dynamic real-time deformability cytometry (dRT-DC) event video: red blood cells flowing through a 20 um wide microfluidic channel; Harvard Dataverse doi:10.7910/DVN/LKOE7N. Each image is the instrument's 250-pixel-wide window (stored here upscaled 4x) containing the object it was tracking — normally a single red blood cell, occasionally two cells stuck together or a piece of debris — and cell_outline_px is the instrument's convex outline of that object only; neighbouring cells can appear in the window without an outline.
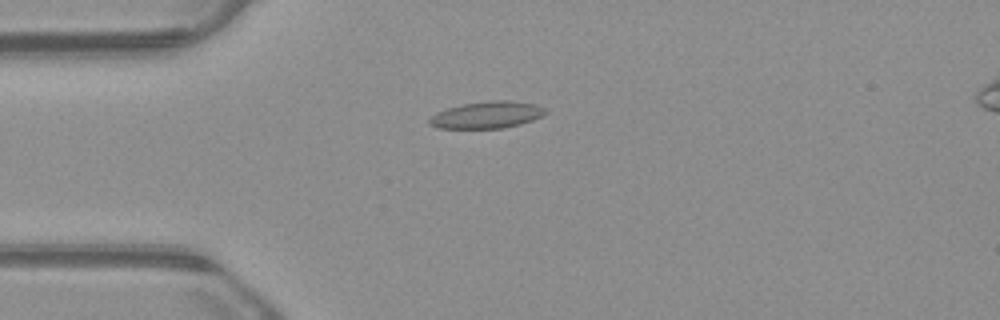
{"species": "common noctule bat (a hibernating species)", "species_latin": "Nyctalus noctula", "temperature_condition": "warm", "stored_images_in_passage": 54, "camera_frame_rate_fps": 3000, "um_per_image_px": 0.085, "animal": {"sex": "male", "body_mass_g": 23.1, "forearm_length_mm": 52.7}, "frame": {"image": 1, "passage_image": 14, "time_ms": 4.333, "image_size_px": [1000, 320], "cell_outline_px": [[548, 112], [532, 120], [520, 124], [504, 128], [440, 128], [428, 124], [428, 120], [436, 112], [448, 108], [464, 104], [488, 100], [508, 100], [536, 104], [544, 108]], "centroid_in_image_um": [41.39, 9.76], "position_along_channel_um": 43.6, "area_um2": 18.09}}
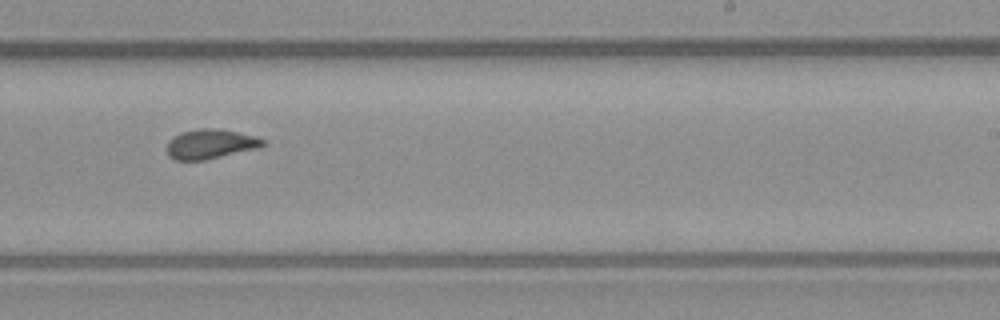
{"frame": {"image": 2, "passage_image": 33, "time_ms": 10.667, "image_size_px": [1000, 320], "cell_outline_px": [[268, 144], [260, 148], [204, 160], [176, 160], [168, 156], [168, 140], [172, 136], [180, 132], [200, 128], [212, 128], [236, 132], [256, 136], [268, 140]], "centroid_in_image_um": [17.93, 12.24], "position_along_channel_um": 271.1, "area_um2": 16.76}}
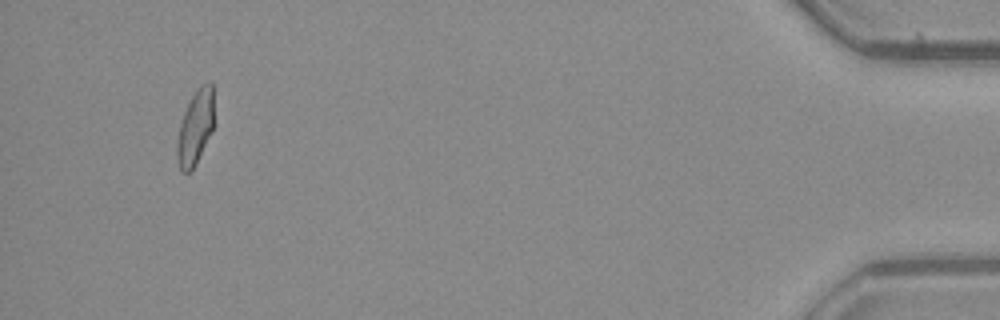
{"frame": {"image": 3, "passage_image": 51, "time_ms": 16.667, "image_size_px": [1000, 320], "cell_outline_px": [[212, 132], [192, 172], [180, 172], [176, 156], [176, 144], [180, 124], [184, 112], [192, 96], [200, 84], [212, 84]], "centroid_in_image_um": [16.56, 10.92], "position_along_channel_um": 418.6, "area_um2": 15.84}, "authors_computed_cell_mechanics": {"area_um2": 16.7331, "velocity_mm_per_s": 3.8506, "shape_relaxation_time_tau1_ms": 7.989, "shape_relaxation_time_tau2_ms": 1.5508, "deformation_change_tau1": 0.191, "deformation_change_tau2": 0.0666}}